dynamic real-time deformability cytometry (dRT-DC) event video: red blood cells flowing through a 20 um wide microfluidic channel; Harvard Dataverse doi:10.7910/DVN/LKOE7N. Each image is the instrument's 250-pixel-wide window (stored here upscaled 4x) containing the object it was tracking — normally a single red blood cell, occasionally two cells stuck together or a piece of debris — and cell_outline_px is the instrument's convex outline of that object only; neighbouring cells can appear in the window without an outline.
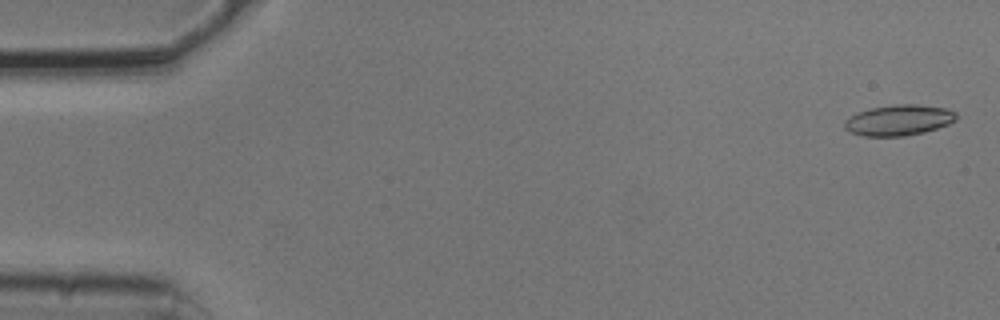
{"species": "common noctule bat (a hibernating species)", "species_latin": "Nyctalus noctula", "temperature_condition": "cold", "stored_images_in_passage": 5, "camera_frame_rate_fps": 3000, "um_per_image_px": 0.085, "animal": {"sex": "male", "body_mass_g": 20.5, "forearm_length_mm": 52.5}, "frame": {"image": 1, "passage_image": 1, "time_ms": 0.0, "image_size_px": [1000, 320], "cell_outline_px": [[956, 120], [948, 124], [924, 132], [908, 136], [864, 136], [848, 132], [844, 128], [844, 120], [856, 112], [872, 108], [896, 104], [916, 104], [948, 108], [956, 112]], "centroid_in_image_um": [76.38, 10.21], "position_along_channel_um": 8.6, "area_um2": 20.17}}
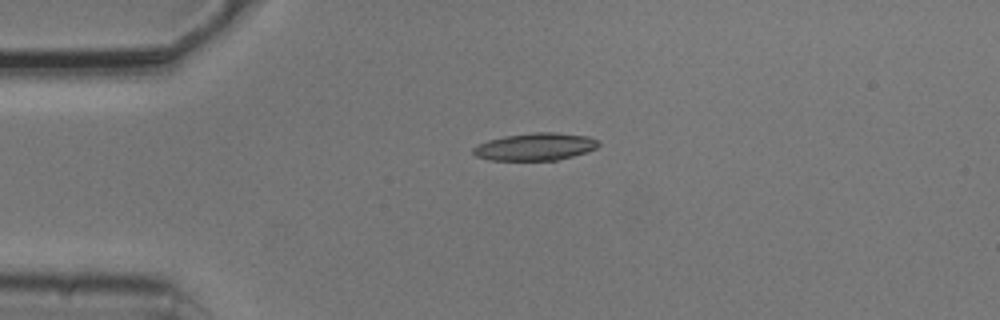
{"frame": {"image": 2, "passage_image": 4, "time_ms": 1.0, "image_size_px": [1000, 320], "cell_outline_px": [[600, 144], [596, 148], [572, 156], [556, 160], [488, 160], [476, 156], [472, 152], [472, 148], [488, 140], [504, 136], [532, 132], [552, 132], [588, 136], [596, 140]], "centroid_in_image_um": [45.46, 12.47], "position_along_channel_um": 39.5, "area_um2": 19.88}}